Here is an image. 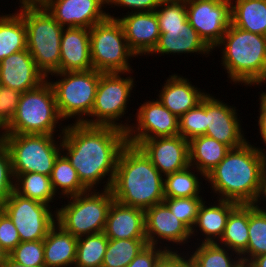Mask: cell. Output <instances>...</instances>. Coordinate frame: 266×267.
<instances>
[{"instance_id": "obj_1", "label": "cell", "mask_w": 266, "mask_h": 267, "mask_svg": "<svg viewBox=\"0 0 266 267\" xmlns=\"http://www.w3.org/2000/svg\"><path fill=\"white\" fill-rule=\"evenodd\" d=\"M61 143L62 153L88 190H96L103 183V190L111 188L119 153L127 143L125 131L112 126L69 123Z\"/></svg>"}, {"instance_id": "obj_2", "label": "cell", "mask_w": 266, "mask_h": 267, "mask_svg": "<svg viewBox=\"0 0 266 267\" xmlns=\"http://www.w3.org/2000/svg\"><path fill=\"white\" fill-rule=\"evenodd\" d=\"M247 141L231 149L225 158L207 175L214 199L254 204L258 198L261 178L266 168V154Z\"/></svg>"}, {"instance_id": "obj_3", "label": "cell", "mask_w": 266, "mask_h": 267, "mask_svg": "<svg viewBox=\"0 0 266 267\" xmlns=\"http://www.w3.org/2000/svg\"><path fill=\"white\" fill-rule=\"evenodd\" d=\"M110 190L115 201L145 211L163 202L164 176L139 146L126 143Z\"/></svg>"}, {"instance_id": "obj_4", "label": "cell", "mask_w": 266, "mask_h": 267, "mask_svg": "<svg viewBox=\"0 0 266 267\" xmlns=\"http://www.w3.org/2000/svg\"><path fill=\"white\" fill-rule=\"evenodd\" d=\"M220 49L221 66L233 84L245 88L266 84V36L229 25L213 51Z\"/></svg>"}, {"instance_id": "obj_5", "label": "cell", "mask_w": 266, "mask_h": 267, "mask_svg": "<svg viewBox=\"0 0 266 267\" xmlns=\"http://www.w3.org/2000/svg\"><path fill=\"white\" fill-rule=\"evenodd\" d=\"M61 121L53 87L46 80L39 87L21 93L17 110L4 128V134L63 135L66 123Z\"/></svg>"}, {"instance_id": "obj_6", "label": "cell", "mask_w": 266, "mask_h": 267, "mask_svg": "<svg viewBox=\"0 0 266 267\" xmlns=\"http://www.w3.org/2000/svg\"><path fill=\"white\" fill-rule=\"evenodd\" d=\"M99 189L67 197L60 208L53 206L56 223L76 238L102 233L114 198L110 189Z\"/></svg>"}, {"instance_id": "obj_7", "label": "cell", "mask_w": 266, "mask_h": 267, "mask_svg": "<svg viewBox=\"0 0 266 267\" xmlns=\"http://www.w3.org/2000/svg\"><path fill=\"white\" fill-rule=\"evenodd\" d=\"M102 73L91 69L52 73V77L59 78L56 81L51 76L47 77L53 87L57 110L63 121L69 122L68 119L73 118L76 119L74 123H84L89 118Z\"/></svg>"}, {"instance_id": "obj_8", "label": "cell", "mask_w": 266, "mask_h": 267, "mask_svg": "<svg viewBox=\"0 0 266 267\" xmlns=\"http://www.w3.org/2000/svg\"><path fill=\"white\" fill-rule=\"evenodd\" d=\"M130 73L133 72H110L100 75L94 106L84 124L112 126L125 132L129 129L133 116L126 118L125 114L128 112L126 110L129 108V101L131 102L132 90L136 87V80Z\"/></svg>"}, {"instance_id": "obj_9", "label": "cell", "mask_w": 266, "mask_h": 267, "mask_svg": "<svg viewBox=\"0 0 266 267\" xmlns=\"http://www.w3.org/2000/svg\"><path fill=\"white\" fill-rule=\"evenodd\" d=\"M27 30V49L37 68L46 76L60 72V43L63 27L46 8L17 10Z\"/></svg>"}, {"instance_id": "obj_10", "label": "cell", "mask_w": 266, "mask_h": 267, "mask_svg": "<svg viewBox=\"0 0 266 267\" xmlns=\"http://www.w3.org/2000/svg\"><path fill=\"white\" fill-rule=\"evenodd\" d=\"M2 141L10 154L13 174L33 172L50 176L62 153V135L4 134Z\"/></svg>"}, {"instance_id": "obj_11", "label": "cell", "mask_w": 266, "mask_h": 267, "mask_svg": "<svg viewBox=\"0 0 266 267\" xmlns=\"http://www.w3.org/2000/svg\"><path fill=\"white\" fill-rule=\"evenodd\" d=\"M90 51L92 67L96 71L134 72L129 62L137 56L129 48L117 19L107 17L90 28Z\"/></svg>"}, {"instance_id": "obj_12", "label": "cell", "mask_w": 266, "mask_h": 267, "mask_svg": "<svg viewBox=\"0 0 266 267\" xmlns=\"http://www.w3.org/2000/svg\"><path fill=\"white\" fill-rule=\"evenodd\" d=\"M40 201L23 197L15 191L0 207L15 225L21 242L44 240L56 224V210Z\"/></svg>"}, {"instance_id": "obj_13", "label": "cell", "mask_w": 266, "mask_h": 267, "mask_svg": "<svg viewBox=\"0 0 266 267\" xmlns=\"http://www.w3.org/2000/svg\"><path fill=\"white\" fill-rule=\"evenodd\" d=\"M187 20L213 50L231 24V0H186Z\"/></svg>"}, {"instance_id": "obj_14", "label": "cell", "mask_w": 266, "mask_h": 267, "mask_svg": "<svg viewBox=\"0 0 266 267\" xmlns=\"http://www.w3.org/2000/svg\"><path fill=\"white\" fill-rule=\"evenodd\" d=\"M134 115L136 122L130 123L126 131L127 143L139 145L143 140L179 135V118L172 114L156 98L145 100Z\"/></svg>"}, {"instance_id": "obj_15", "label": "cell", "mask_w": 266, "mask_h": 267, "mask_svg": "<svg viewBox=\"0 0 266 267\" xmlns=\"http://www.w3.org/2000/svg\"><path fill=\"white\" fill-rule=\"evenodd\" d=\"M145 233L147 245L158 246L166 251H177L180 247L173 246L178 245H182L183 248H180L182 250L184 246H187L185 244L191 242V230L172 213L164 202L145 210ZM166 242L173 246H169Z\"/></svg>"}, {"instance_id": "obj_16", "label": "cell", "mask_w": 266, "mask_h": 267, "mask_svg": "<svg viewBox=\"0 0 266 267\" xmlns=\"http://www.w3.org/2000/svg\"><path fill=\"white\" fill-rule=\"evenodd\" d=\"M212 95L209 92L206 95L205 135L226 144L231 149L243 146L249 140L245 137L237 107L230 106L228 102L225 103L224 100Z\"/></svg>"}, {"instance_id": "obj_17", "label": "cell", "mask_w": 266, "mask_h": 267, "mask_svg": "<svg viewBox=\"0 0 266 267\" xmlns=\"http://www.w3.org/2000/svg\"><path fill=\"white\" fill-rule=\"evenodd\" d=\"M163 175L183 170L189 164V141L181 135L143 140L138 145Z\"/></svg>"}, {"instance_id": "obj_18", "label": "cell", "mask_w": 266, "mask_h": 267, "mask_svg": "<svg viewBox=\"0 0 266 267\" xmlns=\"http://www.w3.org/2000/svg\"><path fill=\"white\" fill-rule=\"evenodd\" d=\"M106 7L107 0H50L45 8L63 28L90 29L108 17Z\"/></svg>"}, {"instance_id": "obj_19", "label": "cell", "mask_w": 266, "mask_h": 267, "mask_svg": "<svg viewBox=\"0 0 266 267\" xmlns=\"http://www.w3.org/2000/svg\"><path fill=\"white\" fill-rule=\"evenodd\" d=\"M122 16H114L107 12V16L113 19H117L123 28L124 35L128 42L129 48L135 53V55L146 56L154 50L157 45L160 31L158 19L154 11L149 12H129Z\"/></svg>"}, {"instance_id": "obj_20", "label": "cell", "mask_w": 266, "mask_h": 267, "mask_svg": "<svg viewBox=\"0 0 266 267\" xmlns=\"http://www.w3.org/2000/svg\"><path fill=\"white\" fill-rule=\"evenodd\" d=\"M46 80L28 49L13 53L0 62V85L23 93L39 87Z\"/></svg>"}, {"instance_id": "obj_21", "label": "cell", "mask_w": 266, "mask_h": 267, "mask_svg": "<svg viewBox=\"0 0 266 267\" xmlns=\"http://www.w3.org/2000/svg\"><path fill=\"white\" fill-rule=\"evenodd\" d=\"M160 36L154 50L148 56L197 54L209 55L213 50L203 41L188 20L181 26L159 27Z\"/></svg>"}, {"instance_id": "obj_22", "label": "cell", "mask_w": 266, "mask_h": 267, "mask_svg": "<svg viewBox=\"0 0 266 267\" xmlns=\"http://www.w3.org/2000/svg\"><path fill=\"white\" fill-rule=\"evenodd\" d=\"M166 79L156 96L160 103L178 118L197 106L208 93L178 73L169 75Z\"/></svg>"}, {"instance_id": "obj_23", "label": "cell", "mask_w": 266, "mask_h": 267, "mask_svg": "<svg viewBox=\"0 0 266 267\" xmlns=\"http://www.w3.org/2000/svg\"><path fill=\"white\" fill-rule=\"evenodd\" d=\"M209 206H208V205ZM212 204V205H211ZM203 201L200 205L197 220L191 229V238L198 236L199 232L203 239L197 238L196 243H218L222 238L226 222L230 212L238 205V203L229 200H215L214 203ZM194 236V237H193ZM199 240V241H198Z\"/></svg>"}, {"instance_id": "obj_24", "label": "cell", "mask_w": 266, "mask_h": 267, "mask_svg": "<svg viewBox=\"0 0 266 267\" xmlns=\"http://www.w3.org/2000/svg\"><path fill=\"white\" fill-rule=\"evenodd\" d=\"M91 69L90 29L64 28L60 43V72Z\"/></svg>"}, {"instance_id": "obj_25", "label": "cell", "mask_w": 266, "mask_h": 267, "mask_svg": "<svg viewBox=\"0 0 266 267\" xmlns=\"http://www.w3.org/2000/svg\"><path fill=\"white\" fill-rule=\"evenodd\" d=\"M103 233L108 239H146L145 211L114 200Z\"/></svg>"}, {"instance_id": "obj_26", "label": "cell", "mask_w": 266, "mask_h": 267, "mask_svg": "<svg viewBox=\"0 0 266 267\" xmlns=\"http://www.w3.org/2000/svg\"><path fill=\"white\" fill-rule=\"evenodd\" d=\"M45 267H74L77 238L55 224L43 240Z\"/></svg>"}, {"instance_id": "obj_27", "label": "cell", "mask_w": 266, "mask_h": 267, "mask_svg": "<svg viewBox=\"0 0 266 267\" xmlns=\"http://www.w3.org/2000/svg\"><path fill=\"white\" fill-rule=\"evenodd\" d=\"M230 150L226 144L207 135L195 137L189 141V164L206 176Z\"/></svg>"}, {"instance_id": "obj_28", "label": "cell", "mask_w": 266, "mask_h": 267, "mask_svg": "<svg viewBox=\"0 0 266 267\" xmlns=\"http://www.w3.org/2000/svg\"><path fill=\"white\" fill-rule=\"evenodd\" d=\"M231 23L266 36V0H231Z\"/></svg>"}, {"instance_id": "obj_29", "label": "cell", "mask_w": 266, "mask_h": 267, "mask_svg": "<svg viewBox=\"0 0 266 267\" xmlns=\"http://www.w3.org/2000/svg\"><path fill=\"white\" fill-rule=\"evenodd\" d=\"M187 249L193 267H244L239 254L218 243H199L195 248L191 244Z\"/></svg>"}, {"instance_id": "obj_30", "label": "cell", "mask_w": 266, "mask_h": 267, "mask_svg": "<svg viewBox=\"0 0 266 267\" xmlns=\"http://www.w3.org/2000/svg\"><path fill=\"white\" fill-rule=\"evenodd\" d=\"M0 62L9 55L27 49V30L23 17L0 13Z\"/></svg>"}, {"instance_id": "obj_31", "label": "cell", "mask_w": 266, "mask_h": 267, "mask_svg": "<svg viewBox=\"0 0 266 267\" xmlns=\"http://www.w3.org/2000/svg\"><path fill=\"white\" fill-rule=\"evenodd\" d=\"M248 204H238L229 214L219 245L241 255L248 246Z\"/></svg>"}, {"instance_id": "obj_32", "label": "cell", "mask_w": 266, "mask_h": 267, "mask_svg": "<svg viewBox=\"0 0 266 267\" xmlns=\"http://www.w3.org/2000/svg\"><path fill=\"white\" fill-rule=\"evenodd\" d=\"M201 177L206 180L202 172L190 165L183 170L164 176V198L202 197L199 195L203 193Z\"/></svg>"}, {"instance_id": "obj_33", "label": "cell", "mask_w": 266, "mask_h": 267, "mask_svg": "<svg viewBox=\"0 0 266 267\" xmlns=\"http://www.w3.org/2000/svg\"><path fill=\"white\" fill-rule=\"evenodd\" d=\"M13 175L15 178L14 191L23 197L34 199L50 206L59 197L53 189L50 176L33 172Z\"/></svg>"}, {"instance_id": "obj_34", "label": "cell", "mask_w": 266, "mask_h": 267, "mask_svg": "<svg viewBox=\"0 0 266 267\" xmlns=\"http://www.w3.org/2000/svg\"><path fill=\"white\" fill-rule=\"evenodd\" d=\"M50 179L56 195H59L58 199H64L65 197L75 196L88 191L81 183L77 171L63 153L57 157Z\"/></svg>"}, {"instance_id": "obj_35", "label": "cell", "mask_w": 266, "mask_h": 267, "mask_svg": "<svg viewBox=\"0 0 266 267\" xmlns=\"http://www.w3.org/2000/svg\"><path fill=\"white\" fill-rule=\"evenodd\" d=\"M248 246L240 255L245 266L256 256L266 254V211L248 204Z\"/></svg>"}, {"instance_id": "obj_36", "label": "cell", "mask_w": 266, "mask_h": 267, "mask_svg": "<svg viewBox=\"0 0 266 267\" xmlns=\"http://www.w3.org/2000/svg\"><path fill=\"white\" fill-rule=\"evenodd\" d=\"M108 242L103 232L77 238L74 267H101Z\"/></svg>"}, {"instance_id": "obj_37", "label": "cell", "mask_w": 266, "mask_h": 267, "mask_svg": "<svg viewBox=\"0 0 266 267\" xmlns=\"http://www.w3.org/2000/svg\"><path fill=\"white\" fill-rule=\"evenodd\" d=\"M146 245V239H109L101 267H127Z\"/></svg>"}, {"instance_id": "obj_38", "label": "cell", "mask_w": 266, "mask_h": 267, "mask_svg": "<svg viewBox=\"0 0 266 267\" xmlns=\"http://www.w3.org/2000/svg\"><path fill=\"white\" fill-rule=\"evenodd\" d=\"M206 134V96L179 117V135L187 141Z\"/></svg>"}, {"instance_id": "obj_39", "label": "cell", "mask_w": 266, "mask_h": 267, "mask_svg": "<svg viewBox=\"0 0 266 267\" xmlns=\"http://www.w3.org/2000/svg\"><path fill=\"white\" fill-rule=\"evenodd\" d=\"M204 201L203 197L164 198L163 202L169 207L190 230L197 220L198 210Z\"/></svg>"}, {"instance_id": "obj_40", "label": "cell", "mask_w": 266, "mask_h": 267, "mask_svg": "<svg viewBox=\"0 0 266 267\" xmlns=\"http://www.w3.org/2000/svg\"><path fill=\"white\" fill-rule=\"evenodd\" d=\"M8 256L21 265L31 267L45 266L43 240L20 242Z\"/></svg>"}, {"instance_id": "obj_41", "label": "cell", "mask_w": 266, "mask_h": 267, "mask_svg": "<svg viewBox=\"0 0 266 267\" xmlns=\"http://www.w3.org/2000/svg\"><path fill=\"white\" fill-rule=\"evenodd\" d=\"M154 12L159 27L181 26L187 21L186 0H164Z\"/></svg>"}, {"instance_id": "obj_42", "label": "cell", "mask_w": 266, "mask_h": 267, "mask_svg": "<svg viewBox=\"0 0 266 267\" xmlns=\"http://www.w3.org/2000/svg\"><path fill=\"white\" fill-rule=\"evenodd\" d=\"M14 175L9 151L0 141V207L14 191Z\"/></svg>"}, {"instance_id": "obj_43", "label": "cell", "mask_w": 266, "mask_h": 267, "mask_svg": "<svg viewBox=\"0 0 266 267\" xmlns=\"http://www.w3.org/2000/svg\"><path fill=\"white\" fill-rule=\"evenodd\" d=\"M21 96V92L0 85V126L4 129L12 120Z\"/></svg>"}, {"instance_id": "obj_44", "label": "cell", "mask_w": 266, "mask_h": 267, "mask_svg": "<svg viewBox=\"0 0 266 267\" xmlns=\"http://www.w3.org/2000/svg\"><path fill=\"white\" fill-rule=\"evenodd\" d=\"M18 231L9 216L0 208V245L9 254L19 243Z\"/></svg>"}, {"instance_id": "obj_45", "label": "cell", "mask_w": 266, "mask_h": 267, "mask_svg": "<svg viewBox=\"0 0 266 267\" xmlns=\"http://www.w3.org/2000/svg\"><path fill=\"white\" fill-rule=\"evenodd\" d=\"M164 0H107V5L109 8H123L124 10H131L130 12H149L155 11L156 8L163 2Z\"/></svg>"}, {"instance_id": "obj_46", "label": "cell", "mask_w": 266, "mask_h": 267, "mask_svg": "<svg viewBox=\"0 0 266 267\" xmlns=\"http://www.w3.org/2000/svg\"><path fill=\"white\" fill-rule=\"evenodd\" d=\"M165 252L161 247L146 245L127 267H154Z\"/></svg>"}, {"instance_id": "obj_47", "label": "cell", "mask_w": 266, "mask_h": 267, "mask_svg": "<svg viewBox=\"0 0 266 267\" xmlns=\"http://www.w3.org/2000/svg\"><path fill=\"white\" fill-rule=\"evenodd\" d=\"M166 251L156 262L154 267H193L188 252ZM185 252V253H184Z\"/></svg>"}, {"instance_id": "obj_48", "label": "cell", "mask_w": 266, "mask_h": 267, "mask_svg": "<svg viewBox=\"0 0 266 267\" xmlns=\"http://www.w3.org/2000/svg\"><path fill=\"white\" fill-rule=\"evenodd\" d=\"M259 109H258V112H259V116H257L258 118V130H259V135L261 136V140L263 141L262 143H264V146H262L263 148L261 147H258L256 145V148H258L262 153H265L266 154V149H265V146H266V102L259 96Z\"/></svg>"}, {"instance_id": "obj_49", "label": "cell", "mask_w": 266, "mask_h": 267, "mask_svg": "<svg viewBox=\"0 0 266 267\" xmlns=\"http://www.w3.org/2000/svg\"><path fill=\"white\" fill-rule=\"evenodd\" d=\"M265 202H266V168H265L263 175H262V178H261L260 192H259L258 198H257L256 202L254 203V205L257 208L266 211V203Z\"/></svg>"}, {"instance_id": "obj_50", "label": "cell", "mask_w": 266, "mask_h": 267, "mask_svg": "<svg viewBox=\"0 0 266 267\" xmlns=\"http://www.w3.org/2000/svg\"><path fill=\"white\" fill-rule=\"evenodd\" d=\"M50 0H19L20 5L18 10L27 8H45Z\"/></svg>"}, {"instance_id": "obj_51", "label": "cell", "mask_w": 266, "mask_h": 267, "mask_svg": "<svg viewBox=\"0 0 266 267\" xmlns=\"http://www.w3.org/2000/svg\"><path fill=\"white\" fill-rule=\"evenodd\" d=\"M244 267H266V254L256 256L251 259Z\"/></svg>"}, {"instance_id": "obj_52", "label": "cell", "mask_w": 266, "mask_h": 267, "mask_svg": "<svg viewBox=\"0 0 266 267\" xmlns=\"http://www.w3.org/2000/svg\"><path fill=\"white\" fill-rule=\"evenodd\" d=\"M1 267H31V266L18 264L8 256L7 259L4 261V263L1 265ZM41 267H45V266H41Z\"/></svg>"}, {"instance_id": "obj_53", "label": "cell", "mask_w": 266, "mask_h": 267, "mask_svg": "<svg viewBox=\"0 0 266 267\" xmlns=\"http://www.w3.org/2000/svg\"><path fill=\"white\" fill-rule=\"evenodd\" d=\"M7 257H8L7 252L0 245V267L4 263V261L7 259Z\"/></svg>"}, {"instance_id": "obj_54", "label": "cell", "mask_w": 266, "mask_h": 267, "mask_svg": "<svg viewBox=\"0 0 266 267\" xmlns=\"http://www.w3.org/2000/svg\"><path fill=\"white\" fill-rule=\"evenodd\" d=\"M259 96L266 102V91H262Z\"/></svg>"}, {"instance_id": "obj_55", "label": "cell", "mask_w": 266, "mask_h": 267, "mask_svg": "<svg viewBox=\"0 0 266 267\" xmlns=\"http://www.w3.org/2000/svg\"><path fill=\"white\" fill-rule=\"evenodd\" d=\"M3 136H4V129L0 126V141L2 140Z\"/></svg>"}]
</instances>
